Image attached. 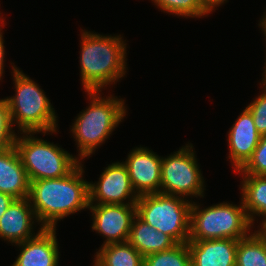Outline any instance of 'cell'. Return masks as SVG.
I'll return each instance as SVG.
<instances>
[{"instance_id":"484cf974","label":"cell","mask_w":266,"mask_h":266,"mask_svg":"<svg viewBox=\"0 0 266 266\" xmlns=\"http://www.w3.org/2000/svg\"><path fill=\"white\" fill-rule=\"evenodd\" d=\"M6 22L5 20L1 23L0 25V81H1V78H3V73L5 72L4 71V58H5V46H4V39H3V31H2V26L5 27V23Z\"/></svg>"},{"instance_id":"4dcf8cb0","label":"cell","mask_w":266,"mask_h":266,"mask_svg":"<svg viewBox=\"0 0 266 266\" xmlns=\"http://www.w3.org/2000/svg\"><path fill=\"white\" fill-rule=\"evenodd\" d=\"M266 54V53H265ZM266 58V57H265ZM265 66H264V69H263V73H262V76L264 77L263 79H262V81H261V83L260 84H262L263 86H265L266 87V61H265V64H264Z\"/></svg>"},{"instance_id":"4fadbf2b","label":"cell","mask_w":266,"mask_h":266,"mask_svg":"<svg viewBox=\"0 0 266 266\" xmlns=\"http://www.w3.org/2000/svg\"><path fill=\"white\" fill-rule=\"evenodd\" d=\"M227 136L229 146L227 158L230 159L234 172H236L252 157L261 138V134L254 125L253 117L246 107L229 129Z\"/></svg>"},{"instance_id":"ffe728a7","label":"cell","mask_w":266,"mask_h":266,"mask_svg":"<svg viewBox=\"0 0 266 266\" xmlns=\"http://www.w3.org/2000/svg\"><path fill=\"white\" fill-rule=\"evenodd\" d=\"M236 266H266V241L257 230L238 240Z\"/></svg>"},{"instance_id":"5b68a950","label":"cell","mask_w":266,"mask_h":266,"mask_svg":"<svg viewBox=\"0 0 266 266\" xmlns=\"http://www.w3.org/2000/svg\"><path fill=\"white\" fill-rule=\"evenodd\" d=\"M240 204L223 201L202 209L193 201L190 210L189 241L239 240L248 236L253 224L246 213L242 199Z\"/></svg>"},{"instance_id":"9c48e42d","label":"cell","mask_w":266,"mask_h":266,"mask_svg":"<svg viewBox=\"0 0 266 266\" xmlns=\"http://www.w3.org/2000/svg\"><path fill=\"white\" fill-rule=\"evenodd\" d=\"M88 190L89 204H136L139 198L121 161L109 164L97 182L88 183Z\"/></svg>"},{"instance_id":"e0dca14e","label":"cell","mask_w":266,"mask_h":266,"mask_svg":"<svg viewBox=\"0 0 266 266\" xmlns=\"http://www.w3.org/2000/svg\"><path fill=\"white\" fill-rule=\"evenodd\" d=\"M127 242L143 256L166 251L177 245L169 235L156 230L138 215L133 220Z\"/></svg>"},{"instance_id":"f1b7e54d","label":"cell","mask_w":266,"mask_h":266,"mask_svg":"<svg viewBox=\"0 0 266 266\" xmlns=\"http://www.w3.org/2000/svg\"><path fill=\"white\" fill-rule=\"evenodd\" d=\"M263 16L261 17L260 21H259V27L262 29V32L264 33V36L266 38V11L263 12ZM266 40V39H265Z\"/></svg>"},{"instance_id":"8992f818","label":"cell","mask_w":266,"mask_h":266,"mask_svg":"<svg viewBox=\"0 0 266 266\" xmlns=\"http://www.w3.org/2000/svg\"><path fill=\"white\" fill-rule=\"evenodd\" d=\"M20 134L21 136H16L14 146L30 182L65 177L81 163L77 156L68 153L61 146L34 137L36 132Z\"/></svg>"},{"instance_id":"ac0fdd59","label":"cell","mask_w":266,"mask_h":266,"mask_svg":"<svg viewBox=\"0 0 266 266\" xmlns=\"http://www.w3.org/2000/svg\"><path fill=\"white\" fill-rule=\"evenodd\" d=\"M241 175V199L251 223H255L256 215L259 217L261 215L263 219L260 222H265L266 175L240 174V176Z\"/></svg>"},{"instance_id":"4316f807","label":"cell","mask_w":266,"mask_h":266,"mask_svg":"<svg viewBox=\"0 0 266 266\" xmlns=\"http://www.w3.org/2000/svg\"><path fill=\"white\" fill-rule=\"evenodd\" d=\"M14 200L11 195L0 192V218Z\"/></svg>"},{"instance_id":"ba28073f","label":"cell","mask_w":266,"mask_h":266,"mask_svg":"<svg viewBox=\"0 0 266 266\" xmlns=\"http://www.w3.org/2000/svg\"><path fill=\"white\" fill-rule=\"evenodd\" d=\"M181 148V149H180ZM167 157H162L160 193L183 198L204 197L202 176L193 144L188 143Z\"/></svg>"},{"instance_id":"3957f363","label":"cell","mask_w":266,"mask_h":266,"mask_svg":"<svg viewBox=\"0 0 266 266\" xmlns=\"http://www.w3.org/2000/svg\"><path fill=\"white\" fill-rule=\"evenodd\" d=\"M85 92L90 98L89 106L78 114L70 126L78 148L77 158L81 162L91 157L109 139L127 113L126 100L111 94L102 97L101 90Z\"/></svg>"},{"instance_id":"83f0119b","label":"cell","mask_w":266,"mask_h":266,"mask_svg":"<svg viewBox=\"0 0 266 266\" xmlns=\"http://www.w3.org/2000/svg\"><path fill=\"white\" fill-rule=\"evenodd\" d=\"M203 5L210 11H215L218 6H222L227 0H200Z\"/></svg>"},{"instance_id":"7402d4cb","label":"cell","mask_w":266,"mask_h":266,"mask_svg":"<svg viewBox=\"0 0 266 266\" xmlns=\"http://www.w3.org/2000/svg\"><path fill=\"white\" fill-rule=\"evenodd\" d=\"M161 11L186 18H202L211 12L200 0H151Z\"/></svg>"},{"instance_id":"603a6c76","label":"cell","mask_w":266,"mask_h":266,"mask_svg":"<svg viewBox=\"0 0 266 266\" xmlns=\"http://www.w3.org/2000/svg\"><path fill=\"white\" fill-rule=\"evenodd\" d=\"M236 172L239 174L266 175V134L261 135L252 157Z\"/></svg>"},{"instance_id":"7c38bea8","label":"cell","mask_w":266,"mask_h":266,"mask_svg":"<svg viewBox=\"0 0 266 266\" xmlns=\"http://www.w3.org/2000/svg\"><path fill=\"white\" fill-rule=\"evenodd\" d=\"M35 223L39 225L29 198L15 199L0 218V238L15 246L33 238L43 229L40 227L35 233Z\"/></svg>"},{"instance_id":"5bb4252c","label":"cell","mask_w":266,"mask_h":266,"mask_svg":"<svg viewBox=\"0 0 266 266\" xmlns=\"http://www.w3.org/2000/svg\"><path fill=\"white\" fill-rule=\"evenodd\" d=\"M56 230L43 228L33 238L16 244L20 248V254L11 266H59Z\"/></svg>"},{"instance_id":"277c9868","label":"cell","mask_w":266,"mask_h":266,"mask_svg":"<svg viewBox=\"0 0 266 266\" xmlns=\"http://www.w3.org/2000/svg\"><path fill=\"white\" fill-rule=\"evenodd\" d=\"M12 71L15 96L6 100L13 127L17 125L20 132H42L43 136L56 133L58 116L44 90L15 65Z\"/></svg>"},{"instance_id":"1f68e13d","label":"cell","mask_w":266,"mask_h":266,"mask_svg":"<svg viewBox=\"0 0 266 266\" xmlns=\"http://www.w3.org/2000/svg\"><path fill=\"white\" fill-rule=\"evenodd\" d=\"M0 14H1V12H0ZM5 19L3 18V17H1V15H0V24L4 21Z\"/></svg>"},{"instance_id":"7a4b0ae2","label":"cell","mask_w":266,"mask_h":266,"mask_svg":"<svg viewBox=\"0 0 266 266\" xmlns=\"http://www.w3.org/2000/svg\"><path fill=\"white\" fill-rule=\"evenodd\" d=\"M80 38V78L85 91H102L125 76L127 43L121 35L82 29Z\"/></svg>"},{"instance_id":"30bf717a","label":"cell","mask_w":266,"mask_h":266,"mask_svg":"<svg viewBox=\"0 0 266 266\" xmlns=\"http://www.w3.org/2000/svg\"><path fill=\"white\" fill-rule=\"evenodd\" d=\"M88 210L92 213V231L106 238L101 246L128 241L136 204H89Z\"/></svg>"},{"instance_id":"52a82bcc","label":"cell","mask_w":266,"mask_h":266,"mask_svg":"<svg viewBox=\"0 0 266 266\" xmlns=\"http://www.w3.org/2000/svg\"><path fill=\"white\" fill-rule=\"evenodd\" d=\"M191 205L189 199L155 193L139 196L136 209L143 221L178 244L189 241Z\"/></svg>"},{"instance_id":"d4e9b609","label":"cell","mask_w":266,"mask_h":266,"mask_svg":"<svg viewBox=\"0 0 266 266\" xmlns=\"http://www.w3.org/2000/svg\"><path fill=\"white\" fill-rule=\"evenodd\" d=\"M262 94L258 95L246 107L254 120V125L261 135L266 134V87L260 84Z\"/></svg>"},{"instance_id":"cb8c5ba5","label":"cell","mask_w":266,"mask_h":266,"mask_svg":"<svg viewBox=\"0 0 266 266\" xmlns=\"http://www.w3.org/2000/svg\"><path fill=\"white\" fill-rule=\"evenodd\" d=\"M18 134L13 129L6 98L0 99V150L14 146Z\"/></svg>"},{"instance_id":"8fae6325","label":"cell","mask_w":266,"mask_h":266,"mask_svg":"<svg viewBox=\"0 0 266 266\" xmlns=\"http://www.w3.org/2000/svg\"><path fill=\"white\" fill-rule=\"evenodd\" d=\"M125 161L132 186L138 196L160 193L162 157L147 147L130 150Z\"/></svg>"},{"instance_id":"d6986e66","label":"cell","mask_w":266,"mask_h":266,"mask_svg":"<svg viewBox=\"0 0 266 266\" xmlns=\"http://www.w3.org/2000/svg\"><path fill=\"white\" fill-rule=\"evenodd\" d=\"M93 266H143L144 256L128 242L101 246L94 256Z\"/></svg>"},{"instance_id":"f546056e","label":"cell","mask_w":266,"mask_h":266,"mask_svg":"<svg viewBox=\"0 0 266 266\" xmlns=\"http://www.w3.org/2000/svg\"><path fill=\"white\" fill-rule=\"evenodd\" d=\"M260 225V226H259ZM257 227H261L260 229L258 228V232H259V234L265 239V241H266V221L265 222H260V224H259Z\"/></svg>"},{"instance_id":"6da1fadb","label":"cell","mask_w":266,"mask_h":266,"mask_svg":"<svg viewBox=\"0 0 266 266\" xmlns=\"http://www.w3.org/2000/svg\"><path fill=\"white\" fill-rule=\"evenodd\" d=\"M82 162L67 176L30 182L29 201L43 228L89 207L88 181Z\"/></svg>"},{"instance_id":"9a60e30c","label":"cell","mask_w":266,"mask_h":266,"mask_svg":"<svg viewBox=\"0 0 266 266\" xmlns=\"http://www.w3.org/2000/svg\"><path fill=\"white\" fill-rule=\"evenodd\" d=\"M187 245L191 266H236V239L188 241Z\"/></svg>"},{"instance_id":"44dd1931","label":"cell","mask_w":266,"mask_h":266,"mask_svg":"<svg viewBox=\"0 0 266 266\" xmlns=\"http://www.w3.org/2000/svg\"><path fill=\"white\" fill-rule=\"evenodd\" d=\"M143 266H191V254L187 243L144 256Z\"/></svg>"},{"instance_id":"2e32d148","label":"cell","mask_w":266,"mask_h":266,"mask_svg":"<svg viewBox=\"0 0 266 266\" xmlns=\"http://www.w3.org/2000/svg\"><path fill=\"white\" fill-rule=\"evenodd\" d=\"M0 192L14 199L29 197L30 181L15 146L0 150Z\"/></svg>"}]
</instances>
